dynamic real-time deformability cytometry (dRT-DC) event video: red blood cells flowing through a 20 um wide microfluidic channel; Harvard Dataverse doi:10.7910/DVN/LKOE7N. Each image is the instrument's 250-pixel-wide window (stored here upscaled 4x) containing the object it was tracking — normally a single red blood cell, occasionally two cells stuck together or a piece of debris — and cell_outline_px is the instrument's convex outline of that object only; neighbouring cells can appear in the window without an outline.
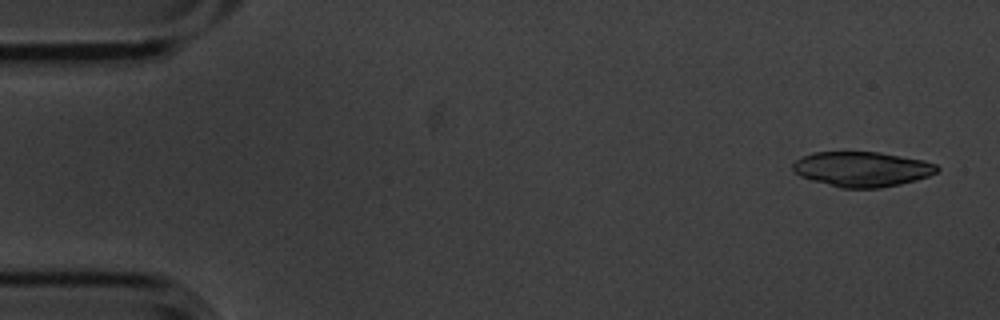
{"species": "common noctule bat (a hibernating species)", "species_latin": "Nyctalus noctula", "temperature_condition": "cold", "stored_images_in_passage": 5, "segment_of_instrument_passage": [1, 2], "camera_frame_rate_fps": 3000, "um_per_image_px": 0.085, "animal": {"sex": "male", "body_mass_g": 20.1, "forearm_length_mm": 53.5}, "frame": {"image": 1, "passage_image": 1, "time_ms": 0.0, "image_size_px": [1000, 320], "cell_outline_px": [[940, 168], [936, 172], [928, 176], [916, 180], [900, 184], [880, 188], [840, 188], [812, 180], [800, 176], [792, 168], [792, 164], [796, 160], [812, 152], [880, 152], [924, 160], [936, 164]], "centroid_in_image_um": [73.28, 14.37], "position_along_channel_um": 11.7, "area_um2": 29.42}}